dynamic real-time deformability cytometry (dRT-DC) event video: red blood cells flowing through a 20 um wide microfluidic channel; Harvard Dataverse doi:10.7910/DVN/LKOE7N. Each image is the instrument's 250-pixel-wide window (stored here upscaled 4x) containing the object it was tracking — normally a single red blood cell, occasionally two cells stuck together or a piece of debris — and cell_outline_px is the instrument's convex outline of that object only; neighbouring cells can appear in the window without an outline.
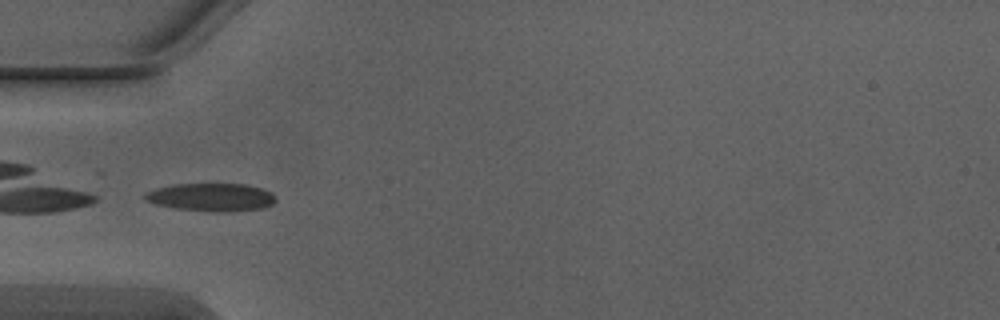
{"species": "Egyptian fruit bat (a non-hibernating species)", "species_latin": "Rousettus aegyptiacus", "temperature_condition": "warm", "stored_images_in_passage": 5, "camera_frame_rate_fps": 3000, "um_per_image_px": 0.085, "animal": {"sex": "male"}, "frame": {"image": 1, "passage_image": 4, "time_ms": 1.0, "image_size_px": [1000, 320], "cell_outline_px": [[276, 200], [272, 204], [264, 208], [232, 212], [208, 212], [176, 208], [156, 204], [144, 200], [140, 196], [144, 192], [156, 188], [176, 184], [244, 184], [260, 188], [272, 192], [276, 196]], "centroid_in_image_um": [17.94, 16.77], "position_along_channel_um": 67.1, "area_um2": 21.68}}
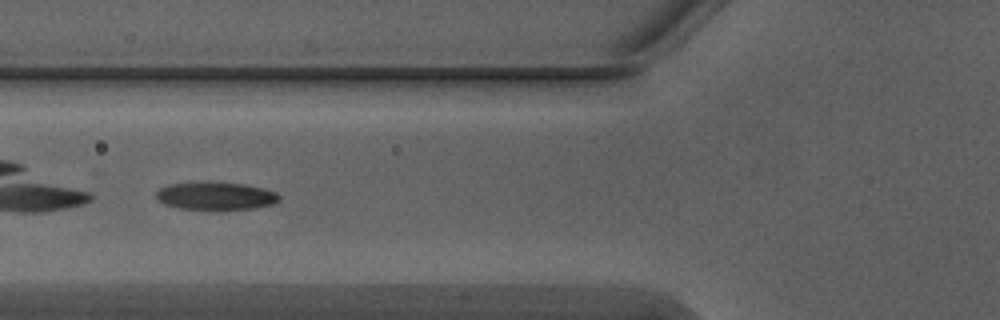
{"frame": {"image": 2, "passage_image": 5, "time_ms": 1.333, "image_size_px": [1000, 320], "cell_outline_px": [[280, 200], [272, 204], [252, 208], [220, 212], [212, 212], [180, 208], [164, 204], [156, 200], [156, 192], [160, 188], [168, 184], [192, 180], [208, 180], [244, 184], [264, 188], [276, 192], [280, 196]], "centroid_in_image_um": [18.28, 16.65], "position_along_channel_um": 107.5, "area_um2": 21.39}}